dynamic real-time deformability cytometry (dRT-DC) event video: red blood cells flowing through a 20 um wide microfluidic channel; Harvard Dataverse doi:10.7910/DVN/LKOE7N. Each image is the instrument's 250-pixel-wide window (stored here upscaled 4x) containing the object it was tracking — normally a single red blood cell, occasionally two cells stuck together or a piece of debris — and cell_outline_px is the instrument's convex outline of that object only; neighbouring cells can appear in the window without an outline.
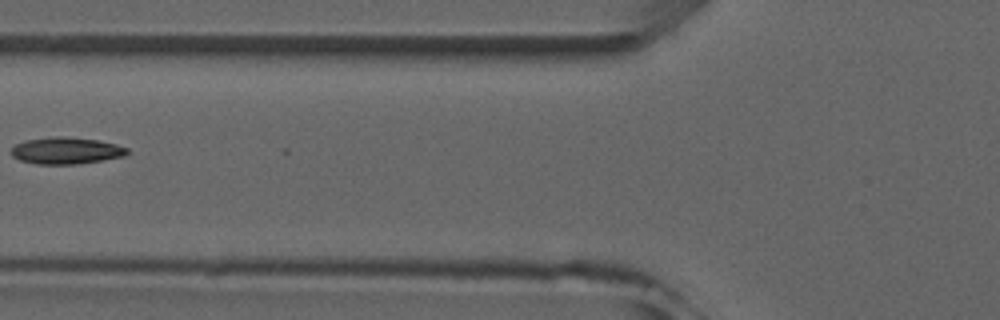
{"species": "common noctule bat (a hibernating species)", "species_latin": "Nyctalus noctula", "temperature_condition": "room temperature", "stored_images_in_passage": 6, "camera_frame_rate_fps": 3000, "um_per_image_px": 0.085, "animal": {"sex": "male", "forearm_length_mm": 52.5}, "frame": {"image": 1, "passage_image": 5, "time_ms": 4.667, "image_size_px": [1000, 320], "cell_outline_px": [[128, 152], [124, 156], [104, 160], [76, 164], [36, 164], [20, 160], [12, 156], [12, 148], [16, 144], [28, 140], [56, 136], [64, 136], [96, 140], [116, 144], [128, 148]], "centroid_in_image_um": [5.64, 12.81], "position_along_channel_um": 120.2, "area_um2": 17.92}}